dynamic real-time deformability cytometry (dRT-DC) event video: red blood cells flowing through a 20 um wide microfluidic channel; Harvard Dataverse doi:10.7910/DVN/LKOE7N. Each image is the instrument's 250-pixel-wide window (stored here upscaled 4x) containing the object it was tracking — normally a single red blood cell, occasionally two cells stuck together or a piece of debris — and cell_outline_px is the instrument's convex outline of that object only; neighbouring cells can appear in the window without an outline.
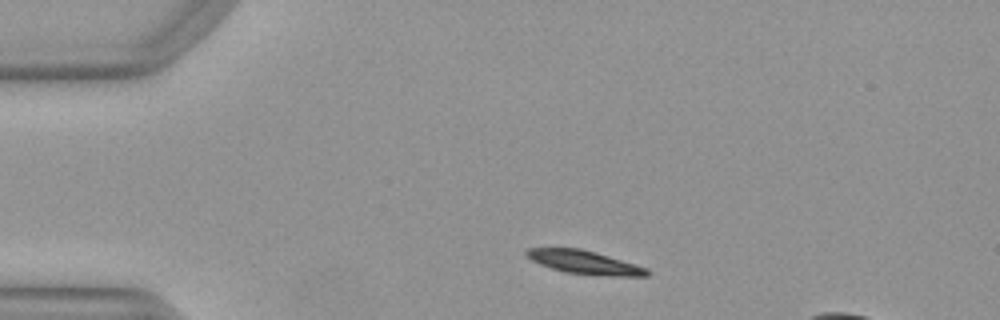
{"species": "Egyptian fruit bat (a non-hibernating species)", "species_latin": "Rousettus aegyptiacus", "temperature_condition": "warm", "stored_images_in_passage": 46, "segment_of_instrument_passage": [1, 2], "camera_frame_rate_fps": 3000, "um_per_image_px": 0.085, "animal": {"sex": "female"}, "frame": {"image": 1, "passage_image": 4, "time_ms": 1.0, "image_size_px": [1000, 320], "cell_outline_px": [[652, 272], [648, 276], [612, 276], [564, 272], [540, 264], [524, 256], [524, 252], [528, 248], [580, 248], [596, 252], [648, 268]], "centroid_in_image_um": [49.69, 22.29], "position_along_channel_um": 35.3, "area_um2": 16.47}}
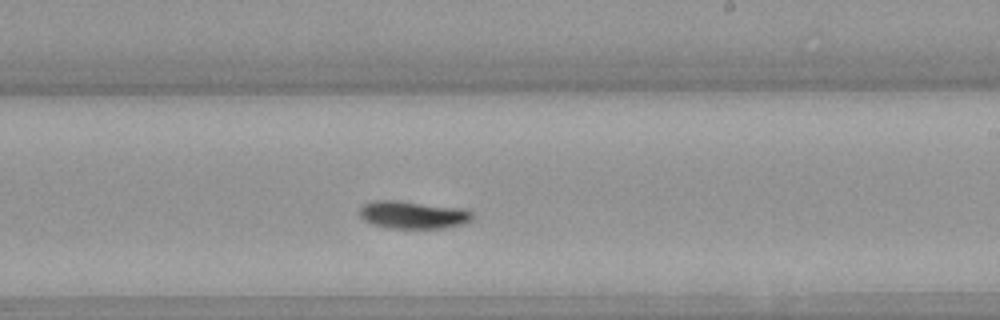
{"frame": {"image": 2, "passage_image": 24, "time_ms": 7.667, "image_size_px": [1000, 320], "cell_outline_px": [[472, 220], [464, 224], [448, 228], [388, 228], [372, 224], [364, 220], [360, 216], [360, 208], [364, 204], [372, 200], [396, 200], [464, 208], [472, 212]], "centroid_in_image_um": [35.12, 18.26], "position_along_channel_um": 253.9, "area_um2": 18.38}}
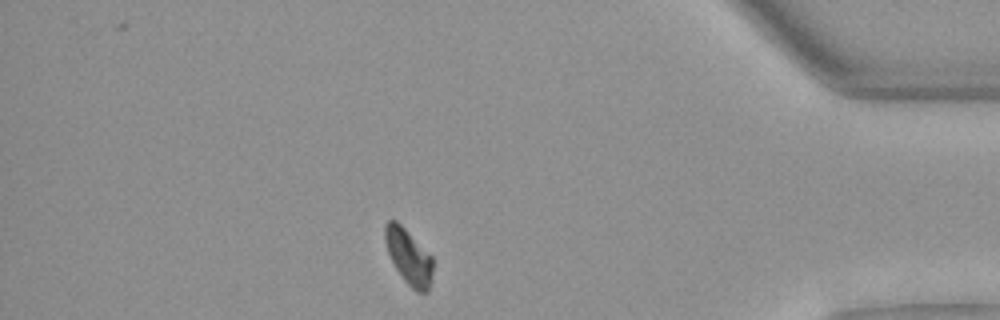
{"frame": {"image": 3, "passage_image": 38, "time_ms": 12.333, "image_size_px": [1000, 320], "cell_outline_px": [[432, 280], [428, 292], [416, 292], [404, 280], [396, 268], [388, 252], [384, 240], [384, 224], [388, 220], [396, 220], [432, 256]], "centroid_in_image_um": [34.73, 21.82], "position_along_channel_um": 400.5, "area_um2": 15.32}}